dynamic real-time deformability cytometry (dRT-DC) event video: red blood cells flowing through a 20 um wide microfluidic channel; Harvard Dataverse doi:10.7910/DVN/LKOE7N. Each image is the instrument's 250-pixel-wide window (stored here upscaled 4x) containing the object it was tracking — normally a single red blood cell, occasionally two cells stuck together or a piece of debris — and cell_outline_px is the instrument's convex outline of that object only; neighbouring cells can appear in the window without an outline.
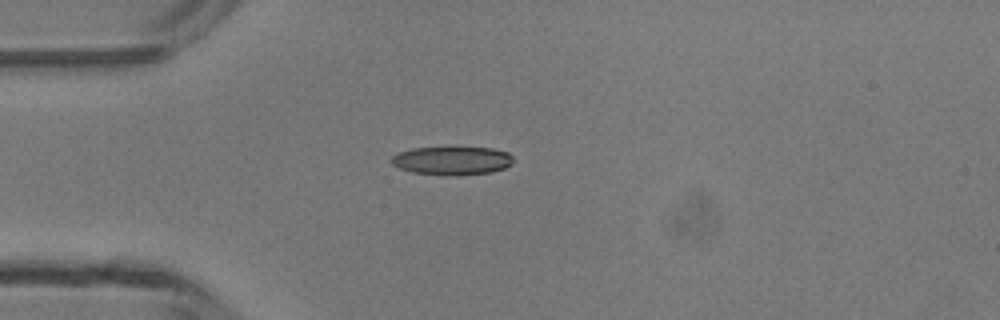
{"species": "common noctule bat (a hibernating species)", "species_latin": "Nyctalus noctula", "temperature_condition": "room temperature", "stored_images_in_passage": 4, "camera_frame_rate_fps": 3000, "um_per_image_px": 0.085, "animal": {"sex": "male", "body_mass_g": 13.3}, "frame": {"image": 1, "passage_image": 3, "time_ms": 2.333, "image_size_px": [1000, 320], "cell_outline_px": [[512, 164], [504, 168], [492, 172], [456, 176], [448, 176], [412, 172], [400, 168], [392, 164], [392, 156], [400, 152], [412, 148], [492, 148], [508, 152], [512, 156]], "centroid_in_image_um": [38.45, 13.67], "position_along_channel_um": 46.6, "area_um2": 20.11}}